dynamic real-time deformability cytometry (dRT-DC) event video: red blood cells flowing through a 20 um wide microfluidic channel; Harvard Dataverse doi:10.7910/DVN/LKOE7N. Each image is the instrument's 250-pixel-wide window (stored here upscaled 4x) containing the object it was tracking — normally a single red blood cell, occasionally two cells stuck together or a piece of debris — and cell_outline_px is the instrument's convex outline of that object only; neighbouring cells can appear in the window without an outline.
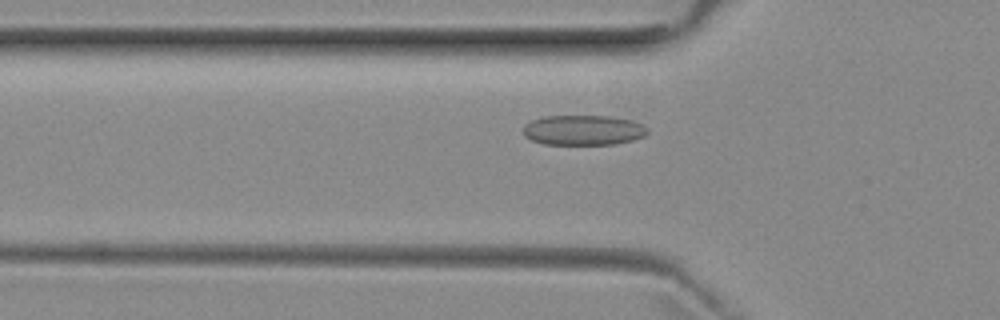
{"species": "common noctule bat (a hibernating species)", "species_latin": "Nyctalus noctula", "temperature_condition": "room temperature", "stored_images_in_passage": 52, "camera_frame_rate_fps": 3000, "um_per_image_px": 0.085, "animal": {"sex": "female", "body_mass_g": 29.2, "forearm_length_mm": 56.3}, "frame": {"image": 1, "passage_image": 17, "time_ms": 5.333, "image_size_px": [1000, 320], "cell_outline_px": [[648, 132], [644, 136], [632, 140], [616, 144], [544, 144], [532, 140], [524, 136], [524, 124], [532, 120], [544, 116], [608, 116], [632, 120], [644, 124], [648, 128]], "centroid_in_image_um": [49.6, 11.06], "position_along_channel_um": 76.2, "area_um2": 21.85}}
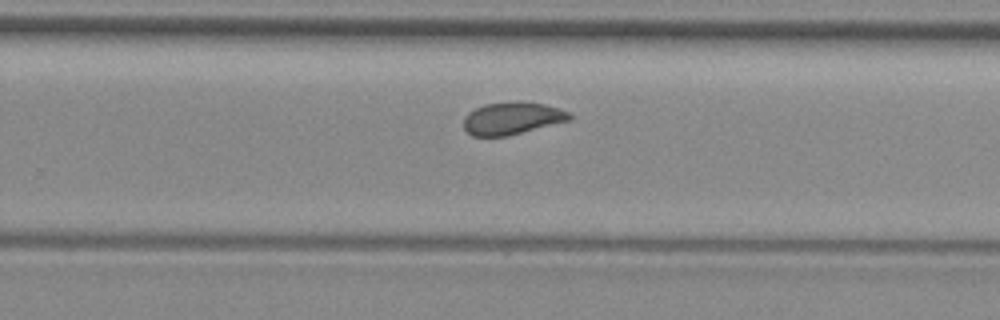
{"frame": {"image": 2, "passage_image": 33, "time_ms": 10.667, "image_size_px": [1000, 320], "cell_outline_px": [[572, 120], [508, 136], [472, 136], [464, 128], [464, 116], [468, 112], [484, 104], [544, 104], [560, 108], [568, 112], [572, 116]], "centroid_in_image_um": [43.54, 10.1], "position_along_channel_um": 286.3, "area_um2": 19.42}}
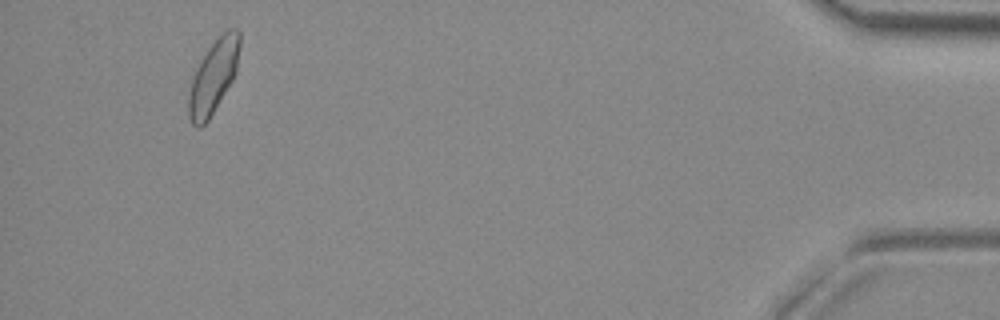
{"frame": {"image": 3, "passage_image": 49, "time_ms": 16.0, "image_size_px": [1000, 320], "cell_outline_px": [[240, 44], [236, 72], [232, 80], [208, 120], [200, 128], [196, 128], [192, 124], [188, 116], [188, 96], [192, 80], [196, 68], [208, 48], [220, 32], [228, 28], [236, 28], [240, 32]], "centroid_in_image_um": [18.14, 6.47], "position_along_channel_um": 417.1, "area_um2": 21.79}, "authors_computed_cell_mechanics": {"area_um2": 21.0392, "velocity_mm_per_s": 3.939, "shape_relaxation_time_tau1_ms": 6.2489, "shape_relaxation_time_tau2_ms": 1.0918, "deformation_change_tau1": 0.1126, "deformation_change_tau2": 0.0631}}